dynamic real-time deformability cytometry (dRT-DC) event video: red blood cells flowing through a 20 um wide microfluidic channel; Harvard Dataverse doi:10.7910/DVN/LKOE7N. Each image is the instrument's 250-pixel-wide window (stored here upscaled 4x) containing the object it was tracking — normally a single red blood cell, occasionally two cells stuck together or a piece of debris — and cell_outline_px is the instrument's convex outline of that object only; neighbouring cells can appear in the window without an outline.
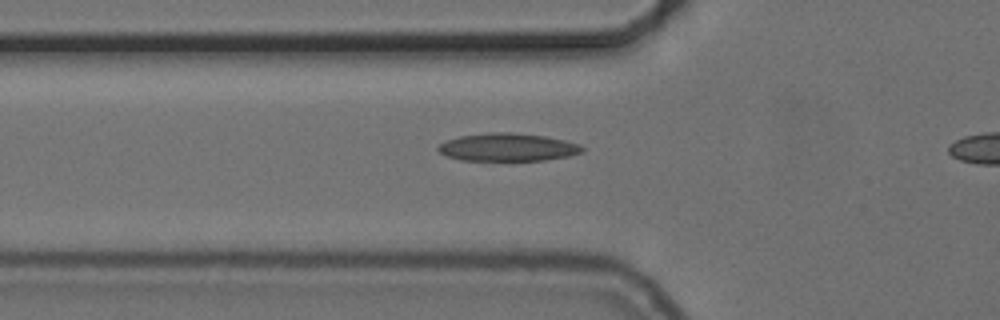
{"species": "common noctule bat (a hibernating species)", "species_latin": "Nyctalus noctula", "temperature_condition": "cold", "stored_images_in_passage": 15, "camera_frame_rate_fps": 3000, "um_per_image_px": 0.085, "animal": {"sex": "female", "body_mass_g": 24.6, "forearm_length_mm": 56.2}, "frame": {"image": 1, "passage_image": 13, "time_ms": 4.0, "image_size_px": [1000, 320], "cell_outline_px": [[584, 152], [568, 156], [544, 160], [512, 164], [460, 160], [448, 156], [440, 152], [436, 148], [440, 144], [448, 140], [460, 136], [488, 132], [508, 132], [544, 136], [564, 140], [580, 144], [584, 148]], "centroid_in_image_um": [43.16, 12.57], "position_along_channel_um": 82.6, "area_um2": 24.45}}